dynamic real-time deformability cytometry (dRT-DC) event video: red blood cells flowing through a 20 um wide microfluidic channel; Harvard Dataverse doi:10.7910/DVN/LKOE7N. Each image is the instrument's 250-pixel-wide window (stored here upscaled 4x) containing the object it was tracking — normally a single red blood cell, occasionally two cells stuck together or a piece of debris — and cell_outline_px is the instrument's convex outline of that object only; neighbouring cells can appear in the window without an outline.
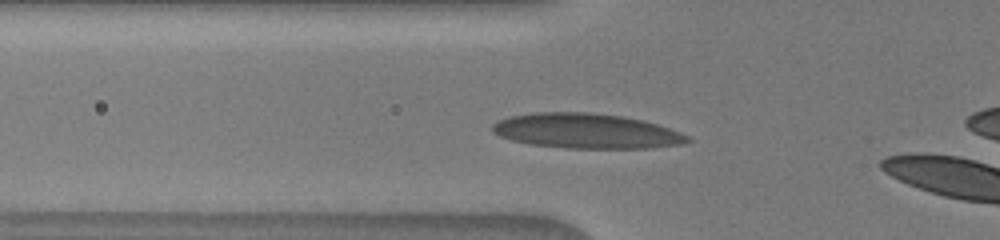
{"species": "human", "species_latin": "Homo sapiens", "temperature_condition": "warm", "stored_images_in_passage": 8, "camera_frame_rate_fps": 3000, "um_per_image_px": 0.085, "donor": {"sex": "male"}, "frame": {"image": 1, "passage_image": 4, "time_ms": 2.0, "image_size_px": [1000, 240], "cell_outline_px": [[692, 140], [684, 144], [648, 148], [568, 148], [528, 144], [512, 140], [500, 136], [492, 132], [492, 124], [496, 120], [512, 116], [532, 112], [588, 112], [624, 116], [644, 120], [680, 132], [688, 136]], "centroid_in_image_um": [49.82, 11.13], "position_along_channel_um": 76.0, "area_um2": 39.88}}